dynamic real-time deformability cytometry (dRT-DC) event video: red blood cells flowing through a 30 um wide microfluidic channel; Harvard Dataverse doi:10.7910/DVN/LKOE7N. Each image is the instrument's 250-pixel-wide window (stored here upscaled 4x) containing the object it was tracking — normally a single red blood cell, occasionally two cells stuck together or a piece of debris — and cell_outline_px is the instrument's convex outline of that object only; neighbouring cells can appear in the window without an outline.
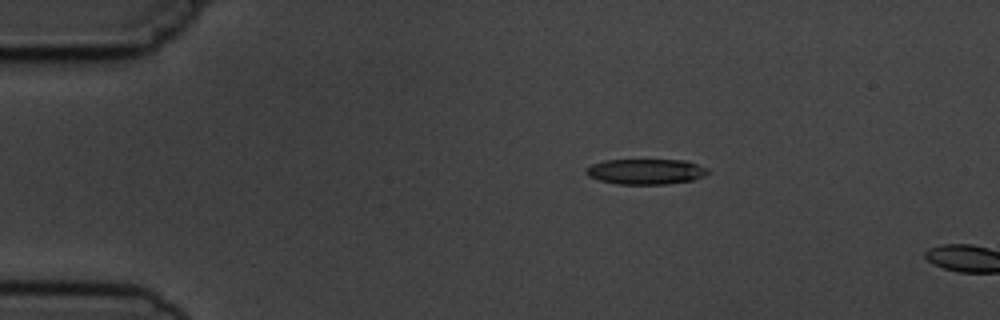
{"species": "common noctule bat (a hibernating species)", "species_latin": "Nyctalus noctula", "temperature_condition": "cold", "stored_images_in_passage": 2, "camera_frame_rate_fps": 3000, "um_per_image_px": 0.085, "animal": {"sex": "male", "body_mass_g": 19.5, "forearm_length_mm": 54.6}, "frame": {"image": 1, "passage_image": 1, "time_ms": 0.0, "image_size_px": [1000, 320], "cell_outline_px": [[708, 172], [704, 176], [692, 180], [668, 184], [616, 184], [600, 180], [588, 176], [584, 172], [592, 164], [604, 160], [684, 160], [708, 168]], "centroid_in_image_um": [54.88, 14.58], "position_along_channel_um": 30.1, "area_um2": 17.98}}